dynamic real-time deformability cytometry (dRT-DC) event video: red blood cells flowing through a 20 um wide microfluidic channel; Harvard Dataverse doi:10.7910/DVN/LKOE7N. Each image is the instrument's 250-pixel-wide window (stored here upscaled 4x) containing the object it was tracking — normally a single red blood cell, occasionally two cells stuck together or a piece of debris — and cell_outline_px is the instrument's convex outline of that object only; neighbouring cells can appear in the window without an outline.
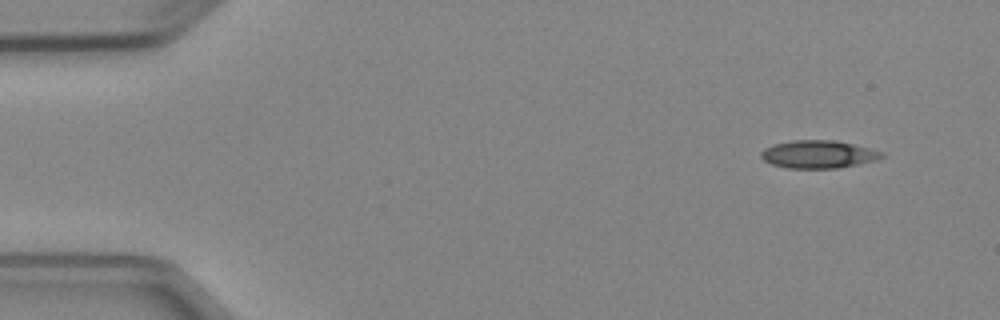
{"species": "Egyptian fruit bat (a non-hibernating species)", "species_latin": "Rousettus aegyptiacus", "temperature_condition": "cold", "stored_images_in_passage": 4, "camera_frame_rate_fps": 3000, "um_per_image_px": 0.085, "animal": {"sex": "female"}, "frame": {"image": 1, "passage_image": 1, "time_ms": 0.0, "image_size_px": [1000, 320], "cell_outline_px": [[884, 156], [860, 164], [836, 168], [788, 168], [772, 164], [764, 160], [760, 156], [760, 152], [764, 148], [772, 144], [792, 140], [836, 140], [868, 148], [880, 152]], "centroid_in_image_um": [69.48, 13.11], "position_along_channel_um": 15.5, "area_um2": 19.36}}
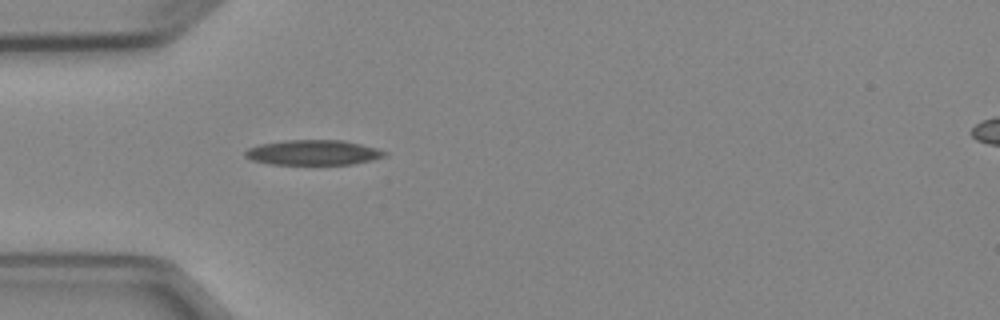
{"frame": {"image": 2, "passage_image": 4, "time_ms": 3.667, "image_size_px": [1000, 320], "cell_outline_px": [[388, 156], [372, 160], [352, 164], [272, 164], [252, 160], [244, 156], [244, 152], [248, 148], [260, 144], [288, 140], [344, 140], [376, 148], [388, 152]], "centroid_in_image_um": [26.65, 12.96], "position_along_channel_um": 58.4, "area_um2": 20.35}}